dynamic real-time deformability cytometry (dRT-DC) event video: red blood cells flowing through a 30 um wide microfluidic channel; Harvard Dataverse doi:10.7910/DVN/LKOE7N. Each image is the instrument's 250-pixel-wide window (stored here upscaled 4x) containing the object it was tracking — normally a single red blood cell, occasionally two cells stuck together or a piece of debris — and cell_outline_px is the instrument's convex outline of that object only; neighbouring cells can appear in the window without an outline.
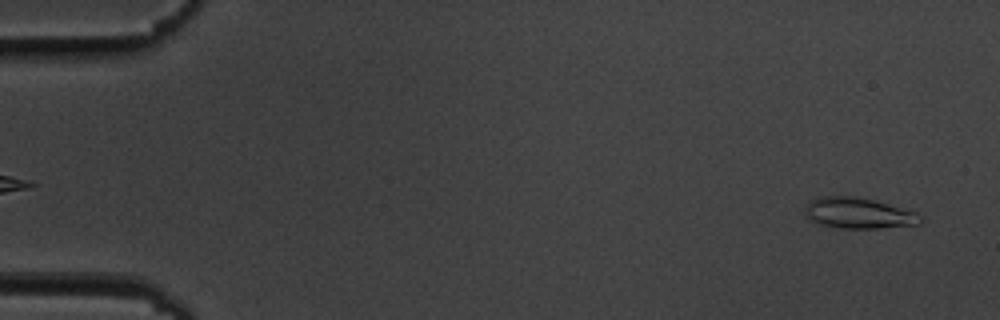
{"species": "common noctule bat (a hibernating species)", "species_latin": "Nyctalus noctula", "temperature_condition": "cold", "stored_images_in_passage": 56, "camera_frame_rate_fps": 3000, "um_per_image_px": 0.085, "animal": {"sex": "male", "body_mass_g": 19.5, "forearm_length_mm": 54.6}, "frame": {"image": 1, "passage_image": 3, "time_ms": 0.667, "image_size_px": [1000, 320], "cell_outline_px": [[924, 220], [920, 224], [880, 228], [840, 228], [820, 224], [812, 220], [804, 212], [804, 208], [808, 200], [820, 196], [856, 196], [872, 200], [916, 212], [924, 216]], "centroid_in_image_um": [72.97, 18.11], "position_along_channel_um": 12.0, "area_um2": 20.81}}
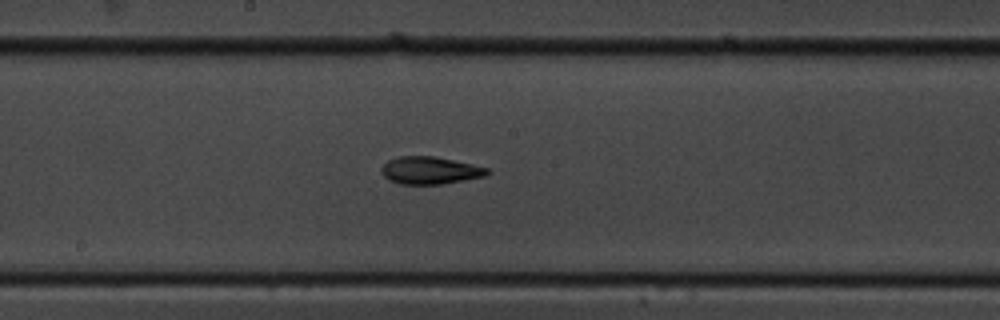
{"frame": {"image": 2, "passage_image": 30, "time_ms": 9.667, "image_size_px": [1000, 320], "cell_outline_px": [[492, 172], [484, 176], [444, 184], [400, 184], [388, 180], [380, 172], [380, 168], [388, 160], [400, 156], [436, 156], [472, 164], [488, 168]], "centroid_in_image_um": [36.54, 14.48], "position_along_channel_um": 211.7, "area_um2": 17.05}}
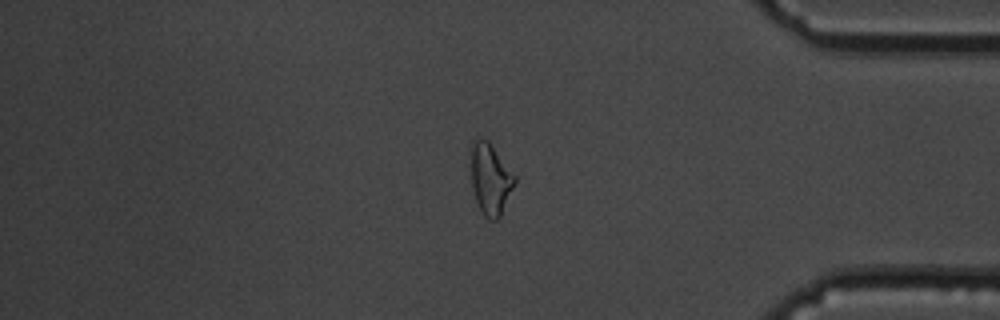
{"frame": {"image": 3, "passage_image": 47, "time_ms": 15.333, "image_size_px": [1000, 320], "cell_outline_px": [[516, 184], [500, 216], [496, 220], [492, 220], [484, 216], [476, 200], [472, 188], [468, 148], [468, 144], [476, 136], [488, 140], [516, 176]], "centroid_in_image_um": [41.64, 15.13], "position_along_channel_um": 393.6, "area_um2": 18.84}, "authors_computed_cell_mechanics": {"area_um2": 17.2533, "velocity_mm_per_s": 3.6211, "shape_relaxation_time_tau1_ms": 7.132, "shape_relaxation_time_tau2_ms": 1.7562, "deformation_change_tau1": 0.1897, "deformation_change_tau2": 0.0712}}